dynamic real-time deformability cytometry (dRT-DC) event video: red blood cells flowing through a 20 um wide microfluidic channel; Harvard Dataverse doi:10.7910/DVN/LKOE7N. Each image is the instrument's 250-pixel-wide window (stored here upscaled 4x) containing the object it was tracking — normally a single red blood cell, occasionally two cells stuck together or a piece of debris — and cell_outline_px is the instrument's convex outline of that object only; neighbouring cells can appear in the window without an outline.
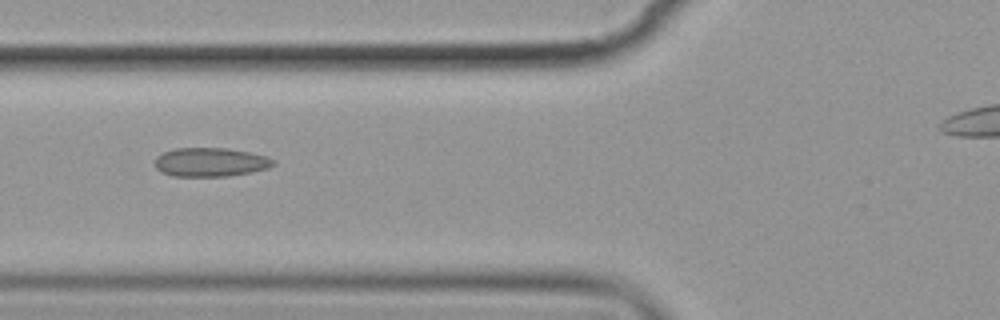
{"species": "common noctule bat (a hibernating species)", "species_latin": "Nyctalus noctula", "temperature_condition": "cold", "stored_images_in_passage": 10, "camera_frame_rate_fps": 3000, "um_per_image_px": 0.085, "animal": {"sex": "female", "body_mass_g": 19.9}, "frame": {"image": 1, "passage_image": 6, "time_ms": 6.0, "image_size_px": [1000, 320], "cell_outline_px": [[276, 164], [268, 168], [252, 172], [228, 176], [172, 176], [160, 172], [156, 168], [156, 156], [164, 152], [176, 148], [228, 148], [248, 152], [264, 156], [276, 160]], "centroid_in_image_um": [17.89, 13.79], "position_along_channel_um": 107.9, "area_um2": 19.94}}
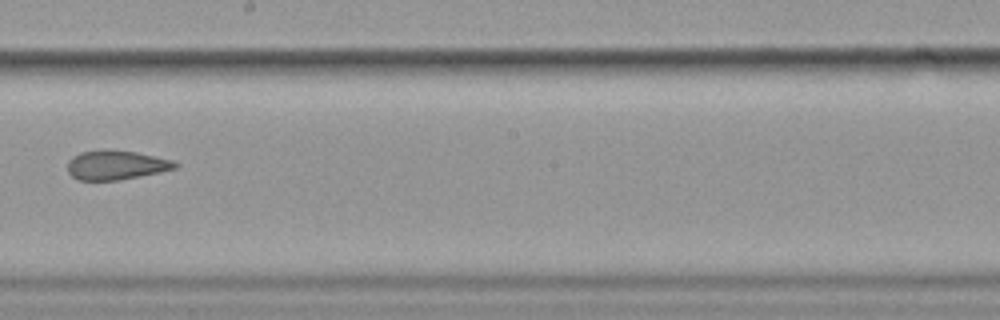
{"frame": {"image": 2, "passage_image": 9, "time_ms": 9.667, "image_size_px": [1000, 320], "cell_outline_px": [[180, 164], [176, 168], [160, 172], [120, 180], [80, 180], [72, 176], [68, 172], [68, 160], [72, 156], [80, 152], [136, 152], [172, 160]], "centroid_in_image_um": [9.88, 14.07], "position_along_channel_um": 238.3, "area_um2": 17.74}}
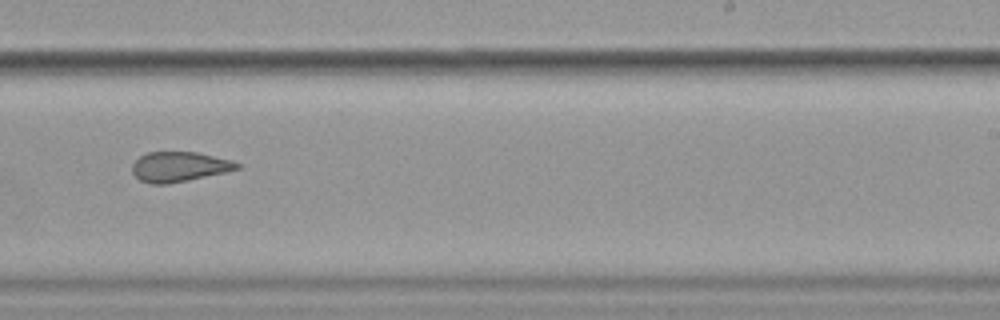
{"frame": {"image": 3, "passage_image": 10, "time_ms": 10.667, "image_size_px": [1000, 320], "cell_outline_px": [[240, 168], [228, 172], [168, 184], [152, 184], [140, 180], [132, 172], [132, 164], [140, 156], [148, 152], [196, 152], [232, 160], [240, 164]], "centroid_in_image_um": [15.25, 14.17], "position_along_channel_um": 273.8, "area_um2": 18.32}}